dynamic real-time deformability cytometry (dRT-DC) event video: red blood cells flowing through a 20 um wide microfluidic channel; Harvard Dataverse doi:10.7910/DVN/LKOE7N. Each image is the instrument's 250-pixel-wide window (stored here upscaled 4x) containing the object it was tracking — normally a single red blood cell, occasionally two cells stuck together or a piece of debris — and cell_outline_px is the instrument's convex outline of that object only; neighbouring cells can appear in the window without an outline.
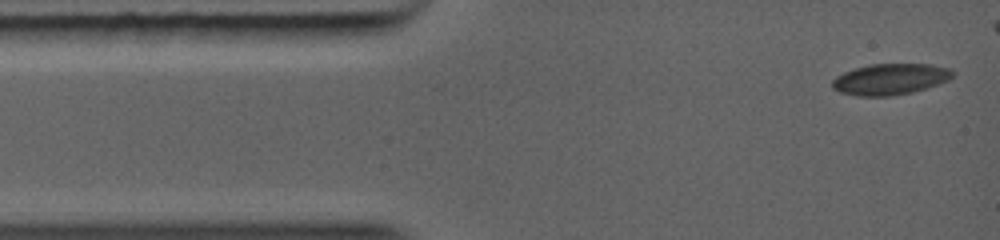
{"species": "common noctule bat (a hibernating species)", "species_latin": "Nyctalus noctula", "temperature_condition": "warm", "stored_images_in_passage": 3, "camera_frame_rate_fps": 5000, "um_per_image_px": 0.085, "animal": {"sex": "female", "body_mass_g": 19.0, "forearm_length_mm": 56.7}, "frame": {"image": 1, "passage_image": 1, "time_ms": 0.0, "image_size_px": [1000, 240], "cell_outline_px": [[952, 76], [948, 80], [912, 92], [892, 96], [860, 96], [840, 92], [832, 88], [832, 80], [836, 76], [844, 72], [868, 64], [928, 64], [948, 68], [952, 72]], "centroid_in_image_um": [75.61, 6.73], "position_along_channel_um": 9.4, "area_um2": 21.56}}